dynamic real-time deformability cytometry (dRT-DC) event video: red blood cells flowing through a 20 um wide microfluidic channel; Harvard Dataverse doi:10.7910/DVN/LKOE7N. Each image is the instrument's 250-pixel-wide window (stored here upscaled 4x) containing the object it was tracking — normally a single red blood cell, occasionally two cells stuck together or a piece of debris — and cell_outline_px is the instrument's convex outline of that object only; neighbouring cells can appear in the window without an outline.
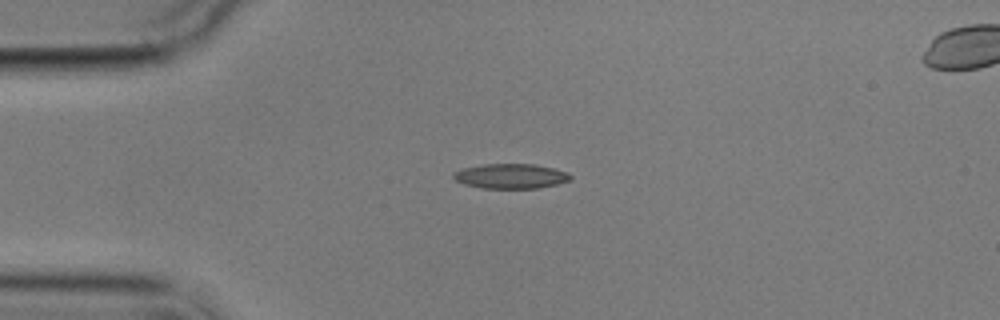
{"species": "common noctule bat (a hibernating species)", "species_latin": "Nyctalus noctula", "temperature_condition": "cold", "stored_images_in_passage": 3, "segment_of_instrument_passage": [1, 2], "camera_frame_rate_fps": 3000, "um_per_image_px": 0.085, "animal": {"sex": "male", "body_mass_g": 17.9}, "frame": {"image": 1, "passage_image": 1, "time_ms": 0.0, "image_size_px": [1000, 320], "cell_outline_px": [[572, 176], [568, 180], [556, 184], [540, 188], [480, 188], [464, 184], [456, 180], [452, 176], [452, 172], [464, 168], [484, 164], [532, 164], [552, 168], [568, 172]], "centroid_in_image_um": [43.38, 14.97], "position_along_channel_um": 41.6, "area_um2": 16.82}}